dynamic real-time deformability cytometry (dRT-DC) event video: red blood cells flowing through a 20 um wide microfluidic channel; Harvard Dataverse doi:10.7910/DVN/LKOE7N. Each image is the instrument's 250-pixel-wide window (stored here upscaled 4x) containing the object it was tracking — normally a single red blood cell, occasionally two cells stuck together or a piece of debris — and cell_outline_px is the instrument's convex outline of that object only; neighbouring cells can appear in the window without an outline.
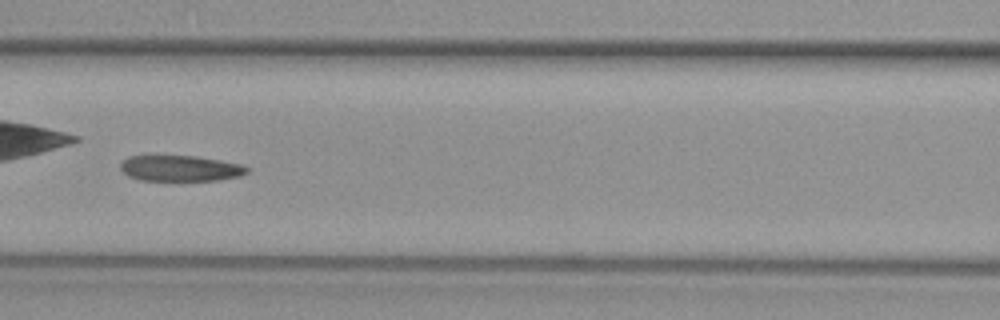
{"species": "common noctule bat (a hibernating species)", "species_latin": "Nyctalus noctula", "temperature_condition": "warm", "stored_images_in_passage": 47, "camera_frame_rate_fps": 3000, "um_per_image_px": 0.085, "animal": {"sex": "female", "body_mass_g": 29.2, "forearm_length_mm": 56.3}, "frame": {"image": 1, "passage_image": 21, "time_ms": 6.667, "image_size_px": [1000, 320], "cell_outline_px": [[248, 172], [240, 176], [220, 180], [140, 180], [128, 176], [120, 168], [120, 164], [128, 156], [196, 156], [244, 164], [248, 168]], "centroid_in_image_um": [15.36, 14.3], "position_along_channel_um": 151.2, "area_um2": 19.02}}
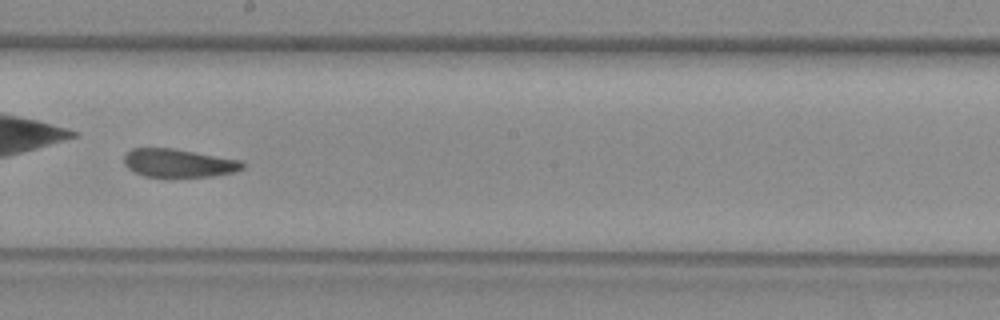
{"frame": {"image": 2, "passage_image": 27, "time_ms": 8.667, "image_size_px": [1000, 320], "cell_outline_px": [[244, 168], [236, 172], [212, 176], [144, 176], [128, 168], [124, 164], [124, 156], [132, 148], [172, 148], [240, 160], [244, 164]], "centroid_in_image_um": [15.18, 13.85], "position_along_channel_um": 233.0, "area_um2": 19.25}}